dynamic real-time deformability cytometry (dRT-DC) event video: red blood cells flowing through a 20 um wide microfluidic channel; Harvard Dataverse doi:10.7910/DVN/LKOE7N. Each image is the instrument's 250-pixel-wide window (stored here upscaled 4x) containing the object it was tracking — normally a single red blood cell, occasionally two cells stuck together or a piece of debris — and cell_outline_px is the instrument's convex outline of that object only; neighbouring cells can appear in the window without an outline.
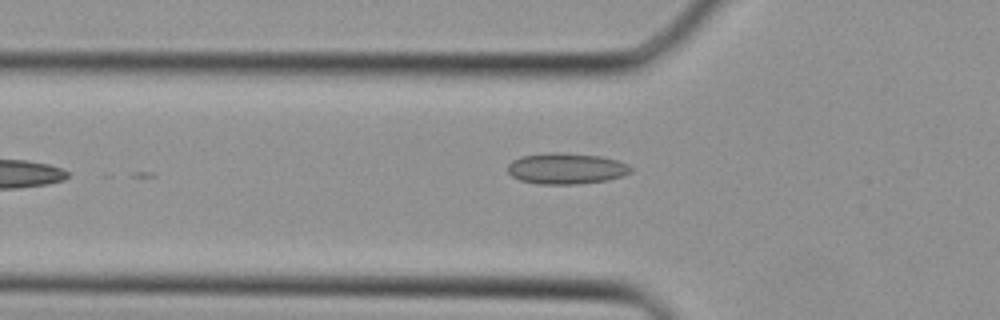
{"species": "Egyptian fruit bat (a non-hibernating species)", "species_latin": "Rousettus aegyptiacus", "temperature_condition": "cold", "stored_images_in_passage": 5, "camera_frame_rate_fps": 3000, "um_per_image_px": 0.085, "animal": {"sex": "female"}, "frame": {"image": 1, "passage_image": 5, "time_ms": 1.333, "image_size_px": [1000, 320], "cell_outline_px": [[632, 172], [624, 176], [608, 180], [576, 184], [540, 184], [520, 180], [512, 176], [508, 172], [508, 164], [512, 160], [520, 156], [548, 152], [564, 152], [600, 156], [616, 160], [628, 164], [632, 168]], "centroid_in_image_um": [48.13, 14.32], "position_along_channel_um": 77.7, "area_um2": 22.48}}